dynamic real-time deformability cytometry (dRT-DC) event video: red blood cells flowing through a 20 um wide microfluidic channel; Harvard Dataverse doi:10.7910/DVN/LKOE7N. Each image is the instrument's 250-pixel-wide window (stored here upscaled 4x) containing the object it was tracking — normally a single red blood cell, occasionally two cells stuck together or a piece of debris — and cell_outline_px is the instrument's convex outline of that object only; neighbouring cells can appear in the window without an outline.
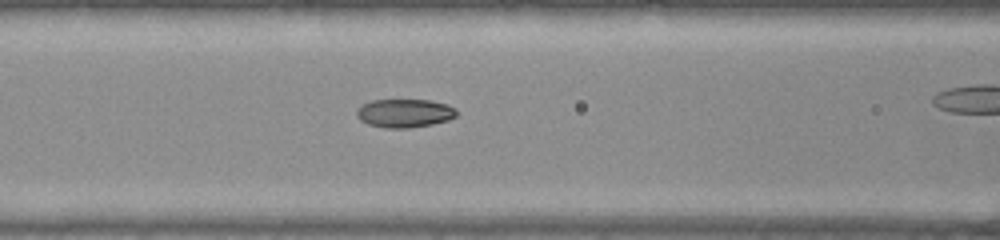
{"species": "common noctule bat (a hibernating species)", "species_latin": "Nyctalus noctula", "temperature_condition": "warm", "stored_images_in_passage": 23, "camera_frame_rate_fps": 3000, "um_per_image_px": 0.085, "animal": {"sex": "female", "body_mass_g": 22.0, "forearm_length_mm": 56.7}, "frame": {"image": 1, "passage_image": 3, "time_ms": 0.667, "image_size_px": [1000, 240], "cell_outline_px": [[456, 116], [448, 120], [432, 124], [408, 128], [384, 128], [368, 124], [360, 120], [356, 116], [356, 108], [372, 100], [428, 100], [448, 104], [456, 112]], "centroid_in_image_um": [34.34, 9.62], "position_along_channel_um": 132.3, "area_um2": 16.53}}
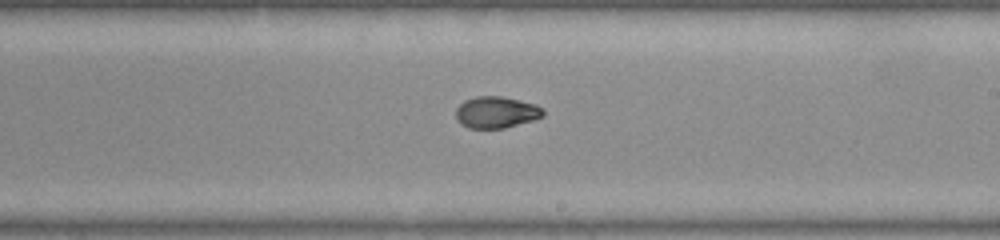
{"frame": {"image": 2, "passage_image": 12, "time_ms": 3.667, "image_size_px": [1000, 240], "cell_outline_px": [[544, 116], [532, 120], [504, 128], [468, 128], [460, 124], [456, 116], [456, 108], [464, 100], [476, 96], [500, 96], [536, 104], [544, 112]], "centroid_in_image_um": [42.15, 9.54], "position_along_channel_um": 246.9, "area_um2": 15.95}}
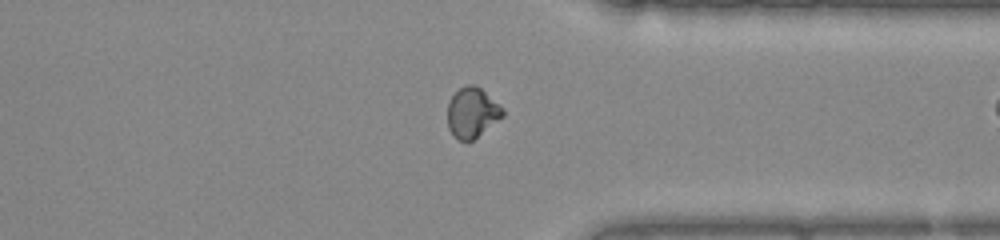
{"frame": {"image": 3, "passage_image": 22, "time_ms": 7.0, "image_size_px": [1000, 240], "cell_outline_px": [[504, 116], [472, 140], [456, 140], [452, 136], [448, 128], [448, 104], [452, 96], [460, 88], [468, 84], [472, 84], [480, 88], [500, 104], [504, 108]], "centroid_in_image_um": [40.13, 9.58], "position_along_channel_um": 371.3, "area_um2": 16.07}}